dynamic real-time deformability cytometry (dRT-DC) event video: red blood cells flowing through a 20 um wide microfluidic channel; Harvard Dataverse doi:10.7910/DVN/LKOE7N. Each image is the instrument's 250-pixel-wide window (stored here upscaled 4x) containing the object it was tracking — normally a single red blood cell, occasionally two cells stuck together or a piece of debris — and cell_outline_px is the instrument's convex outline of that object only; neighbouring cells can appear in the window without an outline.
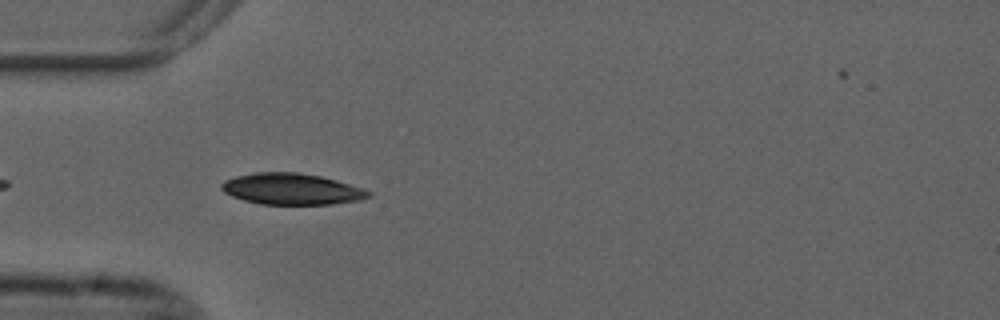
{"species": "common noctule bat (a hibernating species)", "species_latin": "Nyctalus noctula", "temperature_condition": "cold", "stored_images_in_passage": 19, "camera_frame_rate_fps": 3000, "um_per_image_px": 0.085, "animal": {"sex": "male", "forearm_length_mm": 52.5}, "frame": {"image": 1, "passage_image": 3, "time_ms": 0.667, "image_size_px": [1000, 320], "cell_outline_px": [[372, 196], [360, 200], [332, 204], [260, 204], [244, 200], [232, 196], [224, 192], [220, 188], [220, 184], [224, 180], [236, 176], [256, 172], [300, 172], [320, 176], [336, 180], [372, 192]], "centroid_in_image_um": [24.76, 16.06], "position_along_channel_um": 60.2, "area_um2": 26.76}}
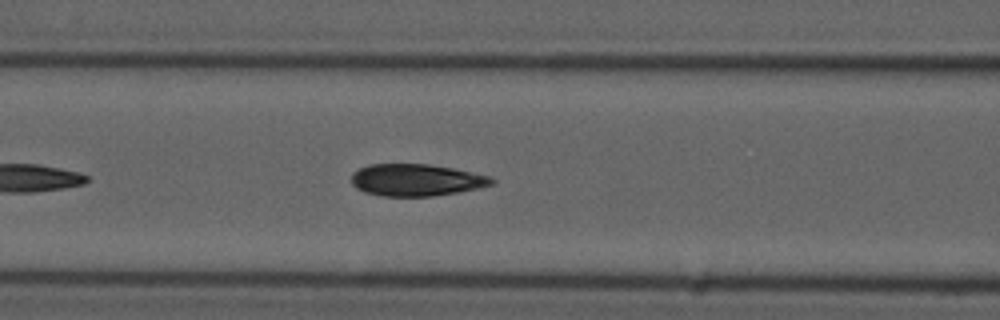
{"frame": {"image": 2, "passage_image": 9, "time_ms": 2.667, "image_size_px": [1000, 320], "cell_outline_px": [[496, 180], [492, 184], [480, 188], [432, 196], [384, 196], [364, 192], [356, 188], [352, 184], [352, 172], [368, 164], [428, 164], [452, 168], [492, 176]], "centroid_in_image_um": [35.38, 15.29], "position_along_channel_um": 131.2, "area_um2": 26.18}}
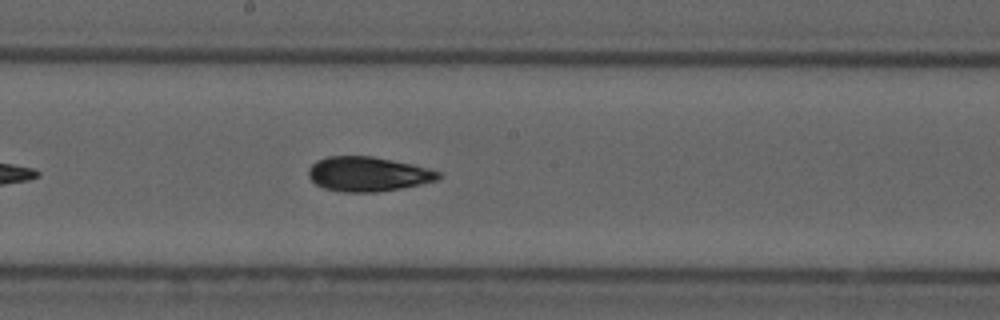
{"frame": {"image": 3, "passage_image": 16, "time_ms": 5.0, "image_size_px": [1000, 320], "cell_outline_px": [[444, 176], [436, 180], [420, 184], [400, 188], [376, 192], [344, 192], [324, 188], [316, 184], [308, 176], [308, 168], [316, 160], [328, 156], [372, 156], [412, 164], [444, 172]], "centroid_in_image_um": [31.29, 14.79], "position_along_channel_um": 216.9, "area_um2": 26.3}}